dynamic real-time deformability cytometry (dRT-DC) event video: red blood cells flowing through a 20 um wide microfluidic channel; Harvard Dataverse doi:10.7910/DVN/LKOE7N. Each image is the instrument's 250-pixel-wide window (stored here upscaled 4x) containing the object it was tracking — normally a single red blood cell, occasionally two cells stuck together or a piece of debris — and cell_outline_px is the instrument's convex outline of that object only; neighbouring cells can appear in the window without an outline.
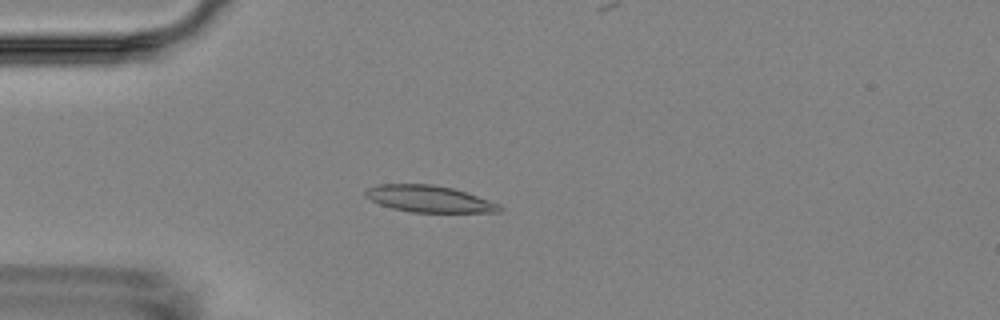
{"species": "Egyptian fruit bat (a non-hibernating species)", "species_latin": "Rousettus aegyptiacus", "temperature_condition": "room temperature", "stored_images_in_passage": 7, "camera_frame_rate_fps": 3000, "um_per_image_px": 0.085, "animal": {"sex": "female"}, "frame": {"image": 1, "passage_image": 5, "time_ms": 4.333, "image_size_px": [1000, 320], "cell_outline_px": [[504, 208], [500, 212], [412, 212], [392, 208], [380, 204], [364, 196], [364, 192], [368, 188], [380, 184], [432, 184], [452, 188], [468, 192], [500, 204]], "centroid_in_image_um": [36.51, 16.9], "position_along_channel_um": 48.5, "area_um2": 20.87}}